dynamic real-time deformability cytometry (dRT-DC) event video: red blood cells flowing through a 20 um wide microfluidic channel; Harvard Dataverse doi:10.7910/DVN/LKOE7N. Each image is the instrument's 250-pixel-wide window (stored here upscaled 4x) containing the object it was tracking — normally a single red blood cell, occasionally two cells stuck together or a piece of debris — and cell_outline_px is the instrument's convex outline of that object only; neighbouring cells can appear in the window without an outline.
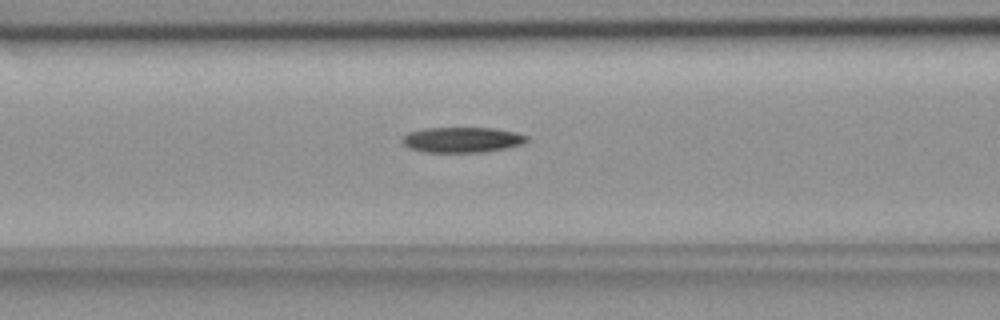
{"species": "common noctule bat (a hibernating species)", "species_latin": "Nyctalus noctula", "temperature_condition": "room temperature", "stored_images_in_passage": 56, "camera_frame_rate_fps": 3000, "um_per_image_px": 0.085, "animal": {"sex": "female", "body_mass_g": 18.4}, "frame": {"image": 1, "passage_image": 23, "time_ms": 7.333, "image_size_px": [1000, 320], "cell_outline_px": [[528, 140], [524, 144], [484, 152], [424, 152], [408, 148], [400, 140], [408, 132], [424, 128], [492, 128], [516, 132], [528, 136]], "centroid_in_image_um": [39.26, 11.88], "position_along_channel_um": 127.3, "area_um2": 18.5}}
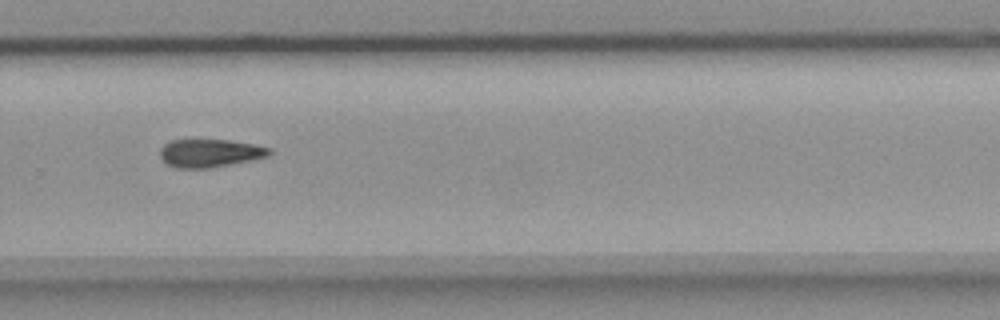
{"frame": {"image": 2, "passage_image": 38, "time_ms": 12.333, "image_size_px": [1000, 320], "cell_outline_px": [[272, 152], [268, 156], [252, 160], [208, 168], [176, 168], [168, 164], [160, 156], [160, 148], [164, 144], [172, 140], [188, 136], [228, 140], [252, 144], [272, 148]], "centroid_in_image_um": [17.8, 12.96], "position_along_channel_um": 312.0, "area_um2": 18.55}}
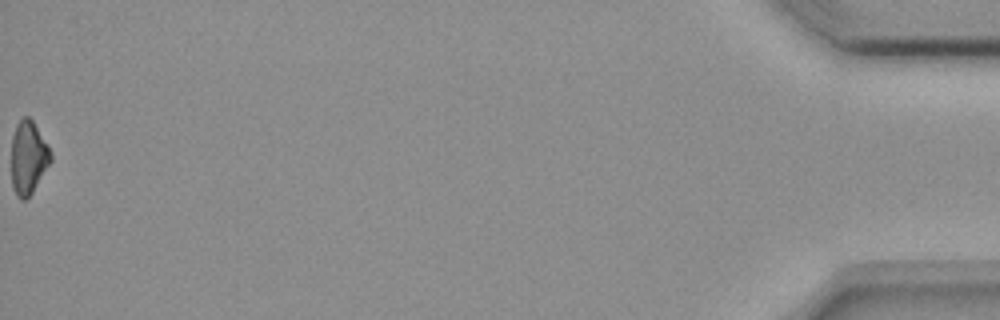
{"frame": {"image": 3, "passage_image": 56, "time_ms": 18.333, "image_size_px": [1000, 320], "cell_outline_px": [[52, 160], [32, 192], [24, 200], [20, 200], [16, 196], [12, 188], [12, 136], [16, 124], [24, 116], [28, 116], [32, 120], [48, 144], [52, 152]], "centroid_in_image_um": [2.41, 13.39], "position_along_channel_um": 432.8, "area_um2": 16.82}}